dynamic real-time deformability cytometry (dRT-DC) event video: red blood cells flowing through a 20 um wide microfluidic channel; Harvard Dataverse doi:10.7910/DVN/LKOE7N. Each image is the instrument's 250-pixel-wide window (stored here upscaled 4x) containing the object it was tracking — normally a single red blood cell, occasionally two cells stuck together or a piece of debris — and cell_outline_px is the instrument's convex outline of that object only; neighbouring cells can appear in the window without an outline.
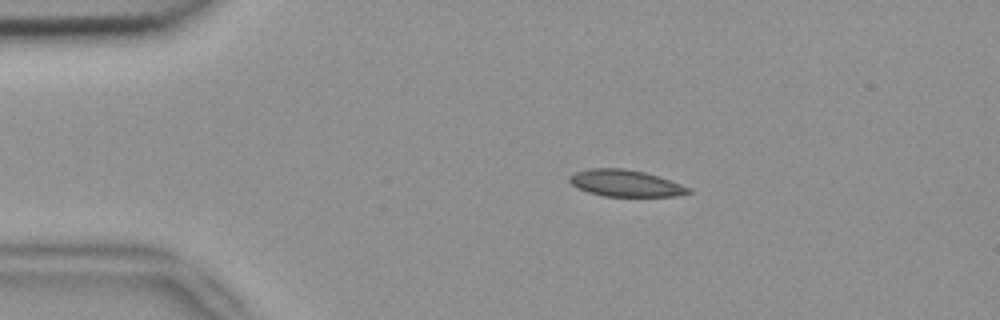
{"species": "common noctule bat (a hibernating species)", "species_latin": "Nyctalus noctula", "temperature_condition": "room temperature", "stored_images_in_passage": 4, "camera_frame_rate_fps": 3000, "um_per_image_px": 0.085, "animal": {"sex": "female", "body_mass_g": 18.4}, "frame": {"image": 1, "passage_image": 2, "time_ms": 0.333, "image_size_px": [1000, 320], "cell_outline_px": [[692, 192], [676, 196], [604, 196], [588, 192], [572, 184], [568, 180], [568, 176], [576, 172], [588, 168], [624, 168], [644, 172], [692, 188]], "centroid_in_image_um": [53.15, 15.57], "position_along_channel_um": 31.9, "area_um2": 18.32}}